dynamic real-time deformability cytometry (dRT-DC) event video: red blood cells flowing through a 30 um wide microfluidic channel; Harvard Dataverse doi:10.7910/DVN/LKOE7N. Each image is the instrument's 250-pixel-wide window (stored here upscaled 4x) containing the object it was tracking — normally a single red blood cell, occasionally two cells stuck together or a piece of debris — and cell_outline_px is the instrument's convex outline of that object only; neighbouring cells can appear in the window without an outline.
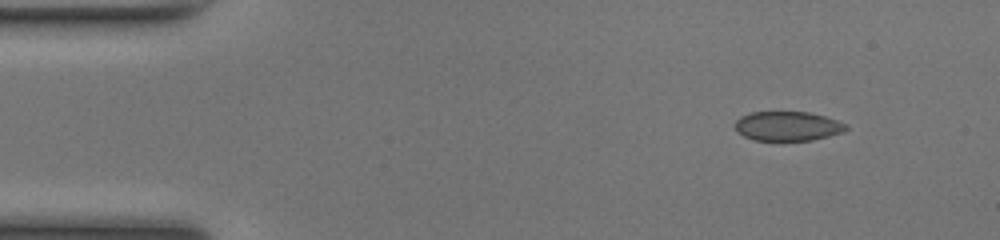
{"species": "common noctule bat (a hibernating species)", "species_latin": "Nyctalus noctula", "temperature_condition": "room temperature", "stored_images_in_passage": 45, "camera_frame_rate_fps": 3000, "um_per_image_px": 0.085, "animal": {"sex": "female", "body_mass_g": 17.0, "forearm_length_mm": 48.0}, "frame": {"image": 1, "passage_image": 1, "time_ms": 0.0, "image_size_px": [1000, 240], "cell_outline_px": [[848, 128], [844, 132], [812, 140], [752, 140], [736, 132], [736, 120], [740, 116], [752, 112], [808, 112], [824, 116], [848, 124]], "centroid_in_image_um": [66.95, 10.72], "position_along_channel_um": 18.0, "area_um2": 19.02}}
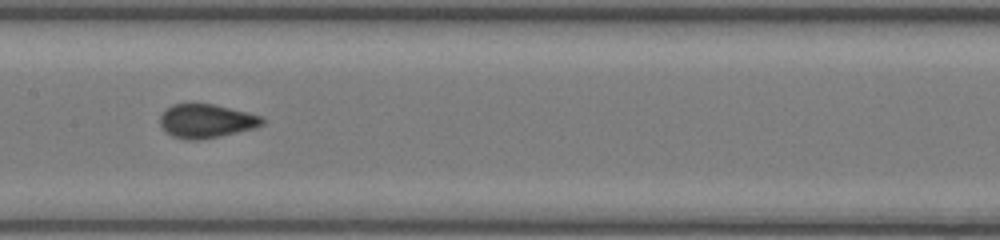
{"frame": {"image": 2, "passage_image": 20, "time_ms": 6.333, "image_size_px": [1000, 240], "cell_outline_px": [[264, 124], [256, 128], [220, 136], [200, 140], [188, 140], [172, 136], [164, 132], [160, 124], [160, 116], [172, 104], [212, 104], [248, 112], [260, 116], [264, 120]], "centroid_in_image_um": [17.53, 10.3], "position_along_channel_um": 189.9, "area_um2": 20.11}}
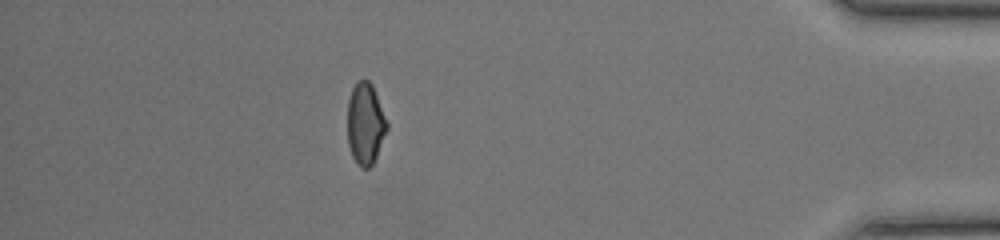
{"frame": {"image": 3, "passage_image": 39, "time_ms": 12.667, "image_size_px": [1000, 240], "cell_outline_px": [[388, 128], [376, 156], [372, 164], [368, 168], [360, 168], [356, 164], [352, 156], [348, 144], [348, 100], [352, 88], [356, 80], [368, 80], [372, 84], [388, 124]], "centroid_in_image_um": [31.04, 10.52], "position_along_channel_um": 404.2, "area_um2": 18.73}, "authors_computed_cell_mechanics": {"area_um2": 19.652, "velocity_mm_per_s": 4.1927, "shape_relaxation_time_tau1_ms": 7.4144, "shape_relaxation_time_tau2_ms": null, "deformation_change_tau1": 0.1443, "deformation_change_tau2": null}}